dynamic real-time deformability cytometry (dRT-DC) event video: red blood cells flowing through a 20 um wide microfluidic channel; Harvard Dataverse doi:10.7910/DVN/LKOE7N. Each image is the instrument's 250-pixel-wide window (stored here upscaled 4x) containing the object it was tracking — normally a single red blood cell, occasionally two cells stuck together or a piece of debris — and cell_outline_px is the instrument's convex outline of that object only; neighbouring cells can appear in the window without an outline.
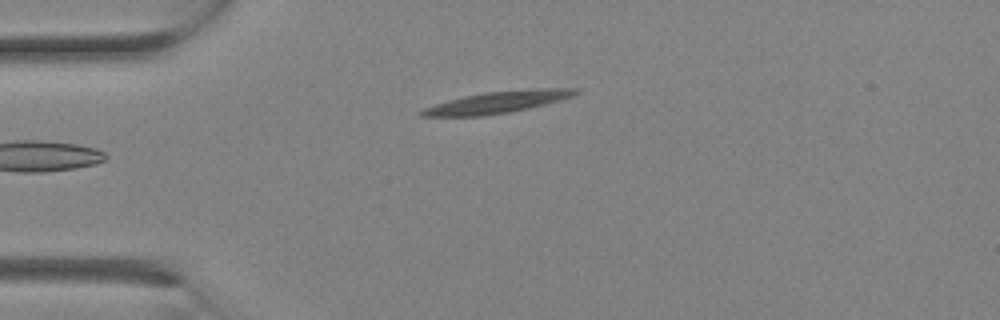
{"species": "Egyptian fruit bat (a non-hibernating species)", "species_latin": "Rousettus aegyptiacus", "temperature_condition": "room temperature", "stored_images_in_passage": 3, "camera_frame_rate_fps": 3000, "um_per_image_px": 0.085, "animal": {"sex": "female"}, "frame": {"image": 1, "passage_image": 3, "time_ms": 0.667, "image_size_px": [1000, 320], "cell_outline_px": [[580, 92], [572, 96], [560, 100], [528, 108], [508, 112], [484, 116], [420, 116], [420, 112], [424, 108], [448, 100], [464, 96], [484, 92], [536, 88], [580, 88]], "centroid_in_image_um": [42.33, 8.67], "position_along_channel_um": 42.7, "area_um2": 19.36}}